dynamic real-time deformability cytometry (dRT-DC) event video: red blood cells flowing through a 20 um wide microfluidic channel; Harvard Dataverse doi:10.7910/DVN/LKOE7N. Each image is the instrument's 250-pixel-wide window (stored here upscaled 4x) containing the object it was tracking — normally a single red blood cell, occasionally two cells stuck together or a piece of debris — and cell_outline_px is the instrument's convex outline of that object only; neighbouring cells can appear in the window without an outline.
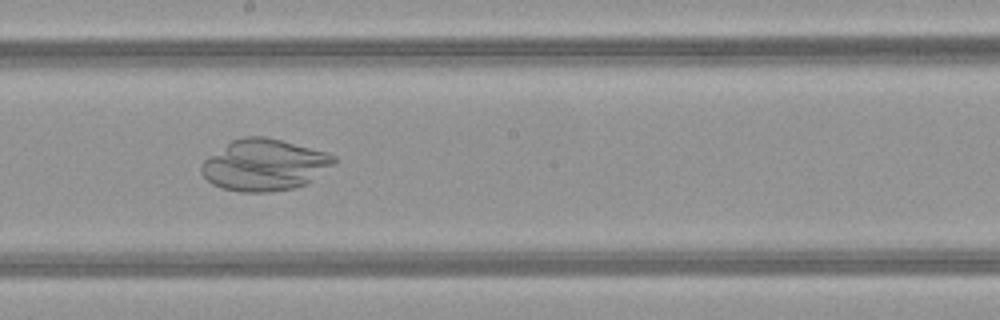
{"species": "common noctule bat (a hibernating species)", "species_latin": "Nyctalus noctula", "temperature_condition": "warm", "stored_images_in_passage": 50, "camera_frame_rate_fps": 3000, "um_per_image_px": 0.085, "animal": {"sex": "female", "body_mass_g": 21.9}, "frame": {"image": 1, "passage_image": 28, "time_ms": 9.0, "image_size_px": [1000, 320], "cell_outline_px": [[336, 160], [332, 164], [308, 184], [292, 188], [272, 192], [240, 192], [220, 188], [212, 184], [200, 172], [200, 164], [208, 156], [232, 140], [244, 136], [264, 136], [328, 152], [336, 156]], "centroid_in_image_um": [22.44, 14.03], "position_along_channel_um": 225.8, "area_um2": 39.82}}
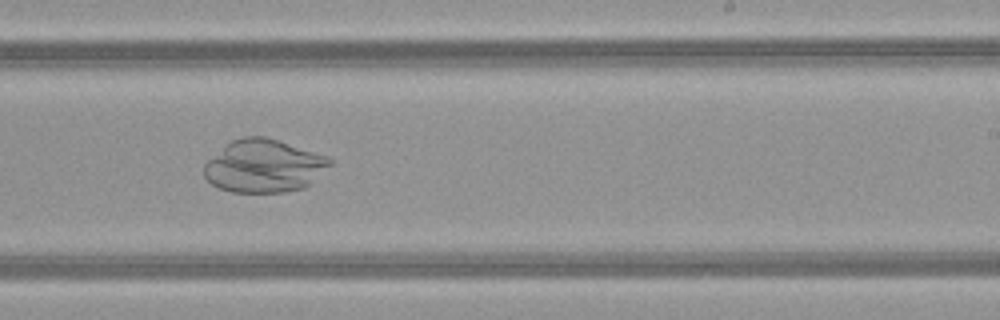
{"frame": {"image": 2, "passage_image": 31, "time_ms": 10.0, "image_size_px": [1000, 320], "cell_outline_px": [[332, 164], [304, 188], [284, 192], [232, 192], [220, 188], [212, 184], [204, 176], [204, 164], [208, 160], [232, 140], [244, 136], [264, 136], [328, 156], [332, 160]], "centroid_in_image_um": [22.43, 14.11], "position_along_channel_um": 266.6, "area_um2": 38.44}}